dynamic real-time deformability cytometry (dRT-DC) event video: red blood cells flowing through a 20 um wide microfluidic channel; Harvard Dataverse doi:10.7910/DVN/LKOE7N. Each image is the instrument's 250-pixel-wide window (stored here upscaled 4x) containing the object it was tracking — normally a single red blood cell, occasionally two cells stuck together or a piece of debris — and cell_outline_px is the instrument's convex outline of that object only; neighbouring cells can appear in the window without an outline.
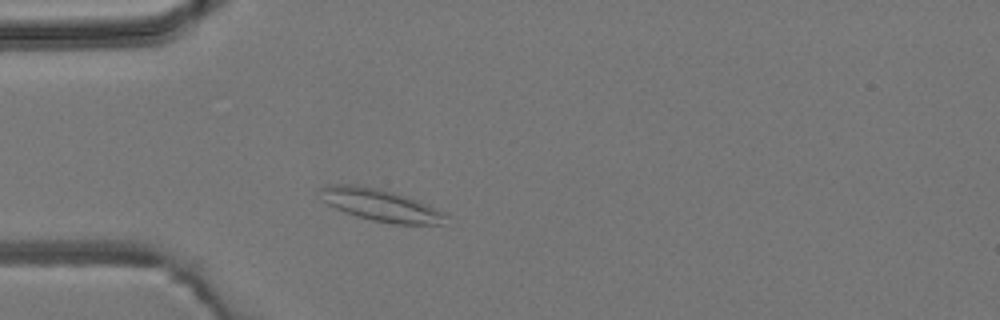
{"species": "common noctule bat (a hibernating species)", "species_latin": "Nyctalus noctula", "temperature_condition": "room temperature", "stored_images_in_passage": 2, "camera_frame_rate_fps": 3000, "um_per_image_px": 0.085, "animal": {"sex": "male", "body_mass_g": 19.2, "forearm_length_mm": 51.8}, "frame": {"image": 1, "passage_image": 2, "time_ms": 1.0, "image_size_px": [1000, 320], "cell_outline_px": [[448, 216], [440, 224], [392, 224], [372, 220], [356, 216], [344, 212], [320, 200], [316, 188], [328, 184], [348, 184], [372, 188], [392, 192], [416, 200], [444, 212]], "centroid_in_image_um": [32.24, 17.43], "position_along_channel_um": 52.8, "area_um2": 23.29}}